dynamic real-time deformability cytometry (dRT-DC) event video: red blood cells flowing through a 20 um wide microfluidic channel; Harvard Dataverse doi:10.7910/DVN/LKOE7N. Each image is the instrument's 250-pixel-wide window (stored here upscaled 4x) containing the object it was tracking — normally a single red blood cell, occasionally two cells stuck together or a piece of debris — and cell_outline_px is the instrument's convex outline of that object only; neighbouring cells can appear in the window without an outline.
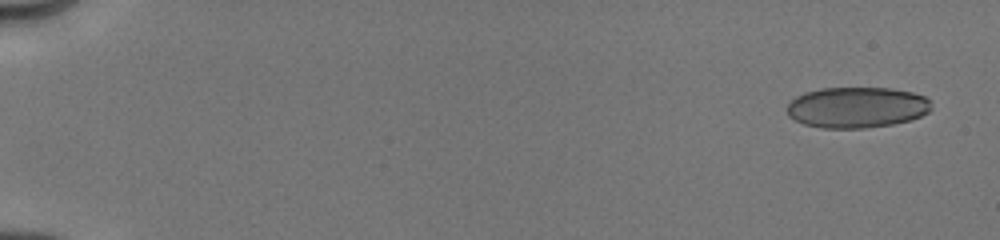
{"species": "human", "species_latin": "Homo sapiens", "temperature_condition": "cold", "stored_images_in_passage": 54, "camera_frame_rate_fps": 3000, "um_per_image_px": 0.085, "donor": {"sex": "male"}, "frame": {"image": 1, "passage_image": 2, "time_ms": 0.667, "image_size_px": [1000, 240], "cell_outline_px": [[932, 108], [928, 112], [912, 120], [892, 124], [864, 128], [820, 128], [804, 124], [788, 116], [788, 104], [796, 96], [804, 92], [820, 88], [892, 88], [912, 92], [924, 96], [932, 100]], "centroid_in_image_um": [72.86, 9.12], "position_along_channel_um": 12.1, "area_um2": 34.62}}
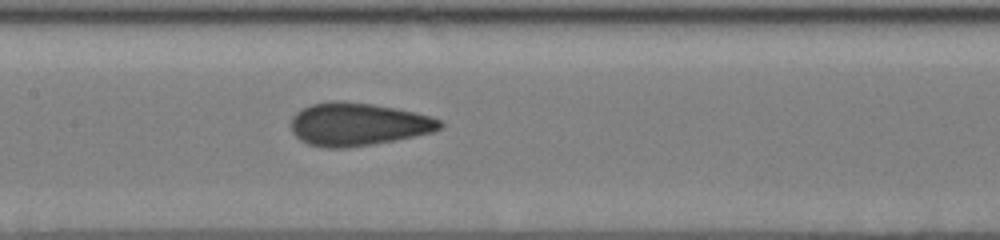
{"frame": {"image": 2, "passage_image": 33, "time_ms": 9.0, "image_size_px": [1000, 240], "cell_outline_px": [[444, 124], [440, 128], [432, 132], [396, 140], [372, 144], [344, 148], [328, 148], [308, 144], [300, 140], [292, 132], [292, 116], [300, 108], [312, 104], [332, 100], [336, 100], [372, 104], [396, 108], [416, 112], [432, 116], [440, 120]], "centroid_in_image_um": [30.42, 10.55], "position_along_channel_um": 177.0, "area_um2": 37.34}}
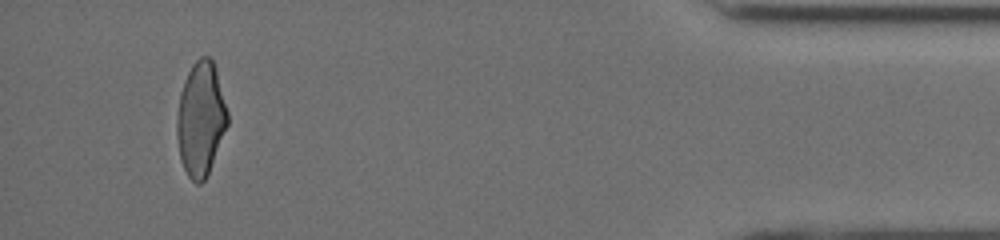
{"frame": {"image": 3, "passage_image": 52, "time_ms": 16.333, "image_size_px": [1000, 240], "cell_outline_px": [[228, 124], [208, 176], [200, 184], [196, 184], [188, 176], [180, 160], [176, 136], [176, 116], [180, 92], [184, 80], [192, 64], [200, 56], [208, 56], [212, 60], [216, 68], [228, 112]], "centroid_in_image_um": [17.05, 10.13], "position_along_channel_um": 418.1, "area_um2": 34.1}, "authors_computed_cell_mechanics": {"area_um2": 35.836, "velocity_mm_per_s": 4.0492, "shape_relaxation_time_tau1_ms": 10.4138, "shape_relaxation_time_tau2_ms": 0.9798, "deformation_change_tau1": 0.1924, "deformation_change_tau2": 0.0794}}